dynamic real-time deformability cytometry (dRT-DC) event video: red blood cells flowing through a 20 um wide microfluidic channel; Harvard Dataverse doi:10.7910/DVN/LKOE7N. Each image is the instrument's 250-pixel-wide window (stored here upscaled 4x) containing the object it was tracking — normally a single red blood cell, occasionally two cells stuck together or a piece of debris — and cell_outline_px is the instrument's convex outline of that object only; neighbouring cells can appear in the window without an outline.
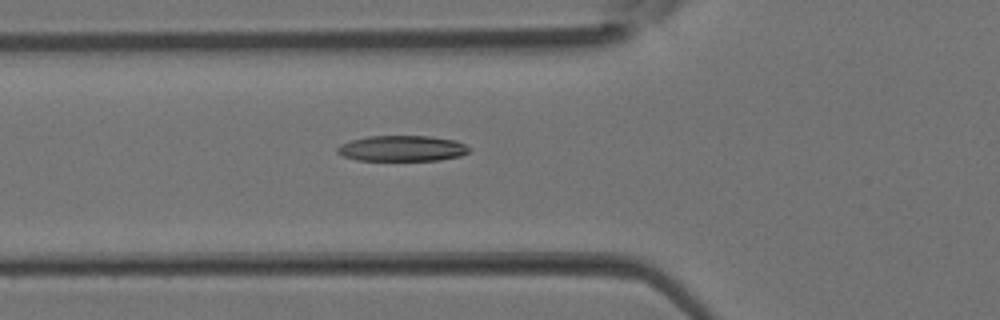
{"species": "Egyptian fruit bat (a non-hibernating species)", "species_latin": "Rousettus aegyptiacus", "temperature_condition": "room temperature", "stored_images_in_passage": 31, "camera_frame_rate_fps": 3000, "um_per_image_px": 0.085, "animal": {"sex": "female"}, "frame": {"image": 1, "passage_image": 10, "time_ms": 3.0, "image_size_px": [1000, 320], "cell_outline_px": [[472, 148], [468, 152], [460, 156], [440, 160], [356, 160], [344, 156], [336, 152], [336, 148], [340, 144], [352, 140], [368, 136], [428, 136], [456, 140]], "centroid_in_image_um": [34.19, 12.61], "position_along_channel_um": 91.6, "area_um2": 19.77}}
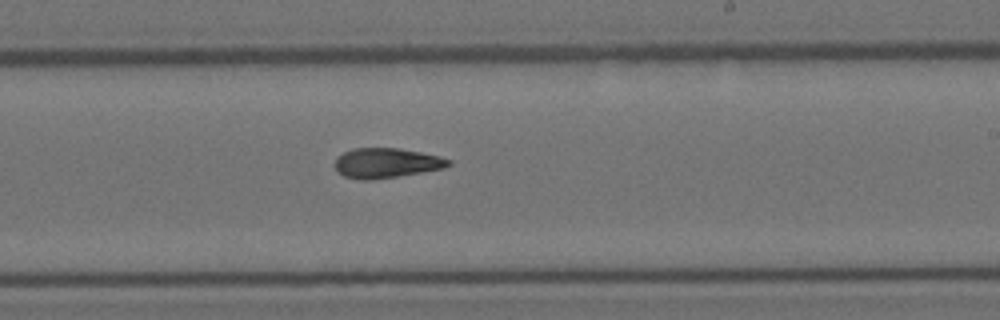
{"frame": {"image": 2, "passage_image": 19, "time_ms": 6.0, "image_size_px": [1000, 320], "cell_outline_px": [[452, 164], [444, 168], [372, 180], [360, 180], [344, 176], [336, 168], [336, 156], [352, 148], [400, 148], [440, 156], [452, 160]], "centroid_in_image_um": [32.85, 13.84], "position_along_channel_um": 256.1, "area_um2": 19.71}}
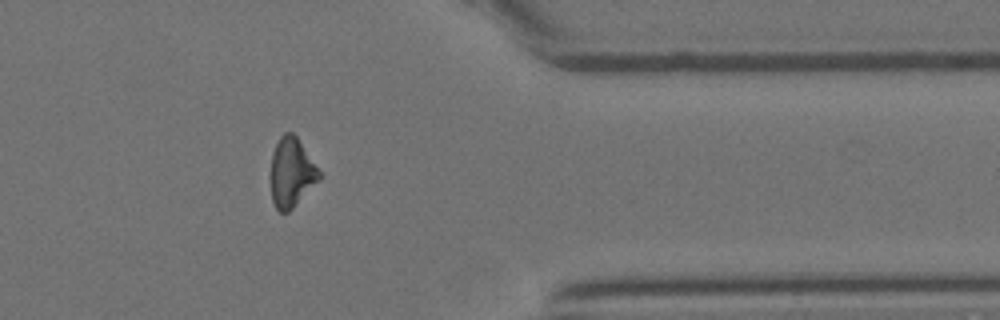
{"frame": {"image": 3, "passage_image": 27, "time_ms": 8.667, "image_size_px": [1000, 320], "cell_outline_px": [[320, 180], [288, 212], [280, 212], [276, 208], [272, 200], [272, 152], [280, 136], [284, 132], [292, 132], [296, 136], [320, 172]], "centroid_in_image_um": [24.78, 14.66], "position_along_channel_um": 386.6, "area_um2": 19.13}}